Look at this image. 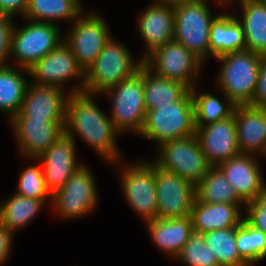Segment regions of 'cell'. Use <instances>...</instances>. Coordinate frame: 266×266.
<instances>
[{"mask_svg":"<svg viewBox=\"0 0 266 266\" xmlns=\"http://www.w3.org/2000/svg\"><path fill=\"white\" fill-rule=\"evenodd\" d=\"M92 94L69 93L66 105L65 134L75 141V132L107 161H119L113 123L97 107ZM73 130V131H72ZM74 132V133H73ZM73 133V134H72Z\"/></svg>","mask_w":266,"mask_h":266,"instance_id":"obj_1","label":"cell"},{"mask_svg":"<svg viewBox=\"0 0 266 266\" xmlns=\"http://www.w3.org/2000/svg\"><path fill=\"white\" fill-rule=\"evenodd\" d=\"M194 102L191 89L178 101L146 111L145 121L139 135L165 142L195 134Z\"/></svg>","mask_w":266,"mask_h":266,"instance_id":"obj_2","label":"cell"},{"mask_svg":"<svg viewBox=\"0 0 266 266\" xmlns=\"http://www.w3.org/2000/svg\"><path fill=\"white\" fill-rule=\"evenodd\" d=\"M143 63L142 58L134 62L124 44L110 37L101 53L85 72L83 92L103 94L107 89L137 73Z\"/></svg>","mask_w":266,"mask_h":266,"instance_id":"obj_3","label":"cell"},{"mask_svg":"<svg viewBox=\"0 0 266 266\" xmlns=\"http://www.w3.org/2000/svg\"><path fill=\"white\" fill-rule=\"evenodd\" d=\"M222 64L218 84L235 105L251 104L256 89L262 55L249 50L216 57Z\"/></svg>","mask_w":266,"mask_h":266,"instance_id":"obj_4","label":"cell"},{"mask_svg":"<svg viewBox=\"0 0 266 266\" xmlns=\"http://www.w3.org/2000/svg\"><path fill=\"white\" fill-rule=\"evenodd\" d=\"M205 0L173 5L175 16L174 40L195 54L200 60L210 54L212 18ZM212 18V19H211Z\"/></svg>","mask_w":266,"mask_h":266,"instance_id":"obj_5","label":"cell"},{"mask_svg":"<svg viewBox=\"0 0 266 266\" xmlns=\"http://www.w3.org/2000/svg\"><path fill=\"white\" fill-rule=\"evenodd\" d=\"M103 93H108L113 101L112 117L110 119L115 129L118 132L129 129L140 134L146 116L143 64L133 76L119 82Z\"/></svg>","mask_w":266,"mask_h":266,"instance_id":"obj_6","label":"cell"},{"mask_svg":"<svg viewBox=\"0 0 266 266\" xmlns=\"http://www.w3.org/2000/svg\"><path fill=\"white\" fill-rule=\"evenodd\" d=\"M62 41L57 24L29 20L24 28L16 30L13 27L9 55L14 56L20 68L29 73L28 69Z\"/></svg>","mask_w":266,"mask_h":266,"instance_id":"obj_7","label":"cell"},{"mask_svg":"<svg viewBox=\"0 0 266 266\" xmlns=\"http://www.w3.org/2000/svg\"><path fill=\"white\" fill-rule=\"evenodd\" d=\"M159 148L160 155L155 163L195 186L212 167L202 152L196 134L165 142Z\"/></svg>","mask_w":266,"mask_h":266,"instance_id":"obj_8","label":"cell"},{"mask_svg":"<svg viewBox=\"0 0 266 266\" xmlns=\"http://www.w3.org/2000/svg\"><path fill=\"white\" fill-rule=\"evenodd\" d=\"M143 62L158 76L177 80L192 89L195 87L193 78L204 61L179 42L172 40L153 51Z\"/></svg>","mask_w":266,"mask_h":266,"instance_id":"obj_9","label":"cell"},{"mask_svg":"<svg viewBox=\"0 0 266 266\" xmlns=\"http://www.w3.org/2000/svg\"><path fill=\"white\" fill-rule=\"evenodd\" d=\"M155 169L157 218L170 219L190 216L196 200V186L156 163Z\"/></svg>","mask_w":266,"mask_h":266,"instance_id":"obj_10","label":"cell"},{"mask_svg":"<svg viewBox=\"0 0 266 266\" xmlns=\"http://www.w3.org/2000/svg\"><path fill=\"white\" fill-rule=\"evenodd\" d=\"M74 23L70 30L72 33L68 34L64 42L71 48L78 65L86 72L111 36L104 19L96 13L86 15L82 12V16L80 14Z\"/></svg>","mask_w":266,"mask_h":266,"instance_id":"obj_11","label":"cell"},{"mask_svg":"<svg viewBox=\"0 0 266 266\" xmlns=\"http://www.w3.org/2000/svg\"><path fill=\"white\" fill-rule=\"evenodd\" d=\"M150 163V164H149ZM128 165L122 171V187L125 198L132 208L145 220H154L158 216L156 199L155 162Z\"/></svg>","mask_w":266,"mask_h":266,"instance_id":"obj_12","label":"cell"},{"mask_svg":"<svg viewBox=\"0 0 266 266\" xmlns=\"http://www.w3.org/2000/svg\"><path fill=\"white\" fill-rule=\"evenodd\" d=\"M30 76L36 79V85L53 86L61 88V83L72 77H80L81 84L70 93L84 91L85 72L78 65L71 48L64 40L50 53L37 61L30 69Z\"/></svg>","mask_w":266,"mask_h":266,"instance_id":"obj_13","label":"cell"},{"mask_svg":"<svg viewBox=\"0 0 266 266\" xmlns=\"http://www.w3.org/2000/svg\"><path fill=\"white\" fill-rule=\"evenodd\" d=\"M96 188L90 169L81 165L64 186L52 194L56 211L65 218H77L89 213L96 205Z\"/></svg>","mask_w":266,"mask_h":266,"instance_id":"obj_14","label":"cell"},{"mask_svg":"<svg viewBox=\"0 0 266 266\" xmlns=\"http://www.w3.org/2000/svg\"><path fill=\"white\" fill-rule=\"evenodd\" d=\"M13 131L23 155L38 159L65 134V119L12 118Z\"/></svg>","mask_w":266,"mask_h":266,"instance_id":"obj_15","label":"cell"},{"mask_svg":"<svg viewBox=\"0 0 266 266\" xmlns=\"http://www.w3.org/2000/svg\"><path fill=\"white\" fill-rule=\"evenodd\" d=\"M195 129L202 152L212 167H217L240 154L234 114L229 118L203 127H195Z\"/></svg>","mask_w":266,"mask_h":266,"instance_id":"obj_16","label":"cell"},{"mask_svg":"<svg viewBox=\"0 0 266 266\" xmlns=\"http://www.w3.org/2000/svg\"><path fill=\"white\" fill-rule=\"evenodd\" d=\"M75 141L62 135L39 158L43 161L46 186L51 194L62 188L81 166L76 163Z\"/></svg>","mask_w":266,"mask_h":266,"instance_id":"obj_17","label":"cell"},{"mask_svg":"<svg viewBox=\"0 0 266 266\" xmlns=\"http://www.w3.org/2000/svg\"><path fill=\"white\" fill-rule=\"evenodd\" d=\"M254 158L240 153L217 166L245 205L266 191L260 167Z\"/></svg>","mask_w":266,"mask_h":266,"instance_id":"obj_18","label":"cell"},{"mask_svg":"<svg viewBox=\"0 0 266 266\" xmlns=\"http://www.w3.org/2000/svg\"><path fill=\"white\" fill-rule=\"evenodd\" d=\"M233 114L239 153L254 155L260 152L266 155V108L236 105Z\"/></svg>","mask_w":266,"mask_h":266,"instance_id":"obj_19","label":"cell"},{"mask_svg":"<svg viewBox=\"0 0 266 266\" xmlns=\"http://www.w3.org/2000/svg\"><path fill=\"white\" fill-rule=\"evenodd\" d=\"M30 86V87H29ZM22 108L13 118L65 119L69 95L61 88L29 84Z\"/></svg>","mask_w":266,"mask_h":266,"instance_id":"obj_20","label":"cell"},{"mask_svg":"<svg viewBox=\"0 0 266 266\" xmlns=\"http://www.w3.org/2000/svg\"><path fill=\"white\" fill-rule=\"evenodd\" d=\"M138 29L147 44L148 51L143 60L157 48L174 40V7L170 4L154 2L139 16Z\"/></svg>","mask_w":266,"mask_h":266,"instance_id":"obj_21","label":"cell"},{"mask_svg":"<svg viewBox=\"0 0 266 266\" xmlns=\"http://www.w3.org/2000/svg\"><path fill=\"white\" fill-rule=\"evenodd\" d=\"M240 213L239 206L235 204H205L196 199L190 214L193 231L203 234L215 229L237 227L242 221Z\"/></svg>","mask_w":266,"mask_h":266,"instance_id":"obj_22","label":"cell"},{"mask_svg":"<svg viewBox=\"0 0 266 266\" xmlns=\"http://www.w3.org/2000/svg\"><path fill=\"white\" fill-rule=\"evenodd\" d=\"M153 242L171 257H177L194 232L190 216L146 221Z\"/></svg>","mask_w":266,"mask_h":266,"instance_id":"obj_23","label":"cell"},{"mask_svg":"<svg viewBox=\"0 0 266 266\" xmlns=\"http://www.w3.org/2000/svg\"><path fill=\"white\" fill-rule=\"evenodd\" d=\"M210 53L216 58L226 53L246 50L242 24L235 16L228 13L216 15L212 21Z\"/></svg>","mask_w":266,"mask_h":266,"instance_id":"obj_24","label":"cell"},{"mask_svg":"<svg viewBox=\"0 0 266 266\" xmlns=\"http://www.w3.org/2000/svg\"><path fill=\"white\" fill-rule=\"evenodd\" d=\"M143 87L146 111L180 100L190 88L185 84L158 76L143 63Z\"/></svg>","mask_w":266,"mask_h":266,"instance_id":"obj_25","label":"cell"},{"mask_svg":"<svg viewBox=\"0 0 266 266\" xmlns=\"http://www.w3.org/2000/svg\"><path fill=\"white\" fill-rule=\"evenodd\" d=\"M246 50L266 55V0H239ZM242 21V22H241Z\"/></svg>","mask_w":266,"mask_h":266,"instance_id":"obj_26","label":"cell"},{"mask_svg":"<svg viewBox=\"0 0 266 266\" xmlns=\"http://www.w3.org/2000/svg\"><path fill=\"white\" fill-rule=\"evenodd\" d=\"M196 199L205 204H245L218 167H211L196 185Z\"/></svg>","mask_w":266,"mask_h":266,"instance_id":"obj_27","label":"cell"},{"mask_svg":"<svg viewBox=\"0 0 266 266\" xmlns=\"http://www.w3.org/2000/svg\"><path fill=\"white\" fill-rule=\"evenodd\" d=\"M79 0H29L24 18L56 24L54 20H75L82 14Z\"/></svg>","mask_w":266,"mask_h":266,"instance_id":"obj_28","label":"cell"},{"mask_svg":"<svg viewBox=\"0 0 266 266\" xmlns=\"http://www.w3.org/2000/svg\"><path fill=\"white\" fill-rule=\"evenodd\" d=\"M29 84L23 74L11 66H0V110L12 119L22 108Z\"/></svg>","mask_w":266,"mask_h":266,"instance_id":"obj_29","label":"cell"},{"mask_svg":"<svg viewBox=\"0 0 266 266\" xmlns=\"http://www.w3.org/2000/svg\"><path fill=\"white\" fill-rule=\"evenodd\" d=\"M43 204H45L44 200L24 197L15 193L0 205V224L14 233L17 228L29 223Z\"/></svg>","mask_w":266,"mask_h":266,"instance_id":"obj_30","label":"cell"},{"mask_svg":"<svg viewBox=\"0 0 266 266\" xmlns=\"http://www.w3.org/2000/svg\"><path fill=\"white\" fill-rule=\"evenodd\" d=\"M203 235L207 246L215 254L219 266H249L239 256L236 245V227L215 229Z\"/></svg>","mask_w":266,"mask_h":266,"instance_id":"obj_31","label":"cell"},{"mask_svg":"<svg viewBox=\"0 0 266 266\" xmlns=\"http://www.w3.org/2000/svg\"><path fill=\"white\" fill-rule=\"evenodd\" d=\"M236 245L239 256L249 266L266 257V234L251 226L244 218L236 227Z\"/></svg>","mask_w":266,"mask_h":266,"instance_id":"obj_32","label":"cell"},{"mask_svg":"<svg viewBox=\"0 0 266 266\" xmlns=\"http://www.w3.org/2000/svg\"><path fill=\"white\" fill-rule=\"evenodd\" d=\"M194 102L195 127H203L208 124L229 118L233 115L235 104L227 98L224 106L218 98L209 93L196 96L195 88L191 89Z\"/></svg>","mask_w":266,"mask_h":266,"instance_id":"obj_33","label":"cell"},{"mask_svg":"<svg viewBox=\"0 0 266 266\" xmlns=\"http://www.w3.org/2000/svg\"><path fill=\"white\" fill-rule=\"evenodd\" d=\"M176 258L187 266H219L202 233L193 232Z\"/></svg>","mask_w":266,"mask_h":266,"instance_id":"obj_34","label":"cell"},{"mask_svg":"<svg viewBox=\"0 0 266 266\" xmlns=\"http://www.w3.org/2000/svg\"><path fill=\"white\" fill-rule=\"evenodd\" d=\"M40 168L36 165H30L21 173L16 194L44 201L48 198L50 201L51 198L52 202V194L46 186L44 171Z\"/></svg>","mask_w":266,"mask_h":266,"instance_id":"obj_35","label":"cell"},{"mask_svg":"<svg viewBox=\"0 0 266 266\" xmlns=\"http://www.w3.org/2000/svg\"><path fill=\"white\" fill-rule=\"evenodd\" d=\"M248 214L244 219L256 229L266 234V191L246 204Z\"/></svg>","mask_w":266,"mask_h":266,"instance_id":"obj_36","label":"cell"},{"mask_svg":"<svg viewBox=\"0 0 266 266\" xmlns=\"http://www.w3.org/2000/svg\"><path fill=\"white\" fill-rule=\"evenodd\" d=\"M11 17L8 15L0 14V66H5L6 57L10 53L11 33L13 25Z\"/></svg>","mask_w":266,"mask_h":266,"instance_id":"obj_37","label":"cell"},{"mask_svg":"<svg viewBox=\"0 0 266 266\" xmlns=\"http://www.w3.org/2000/svg\"><path fill=\"white\" fill-rule=\"evenodd\" d=\"M250 105L266 108V55H262L256 89Z\"/></svg>","mask_w":266,"mask_h":266,"instance_id":"obj_38","label":"cell"},{"mask_svg":"<svg viewBox=\"0 0 266 266\" xmlns=\"http://www.w3.org/2000/svg\"><path fill=\"white\" fill-rule=\"evenodd\" d=\"M29 0H0V14L13 17L17 12L23 16L26 13Z\"/></svg>","mask_w":266,"mask_h":266,"instance_id":"obj_39","label":"cell"},{"mask_svg":"<svg viewBox=\"0 0 266 266\" xmlns=\"http://www.w3.org/2000/svg\"><path fill=\"white\" fill-rule=\"evenodd\" d=\"M13 233L0 224V265H2L10 254Z\"/></svg>","mask_w":266,"mask_h":266,"instance_id":"obj_40","label":"cell"},{"mask_svg":"<svg viewBox=\"0 0 266 266\" xmlns=\"http://www.w3.org/2000/svg\"><path fill=\"white\" fill-rule=\"evenodd\" d=\"M197 1H201V0H158V2L170 4V5H175V4L182 3V2H197ZM219 3L222 5L224 4V6L228 4L227 0H219Z\"/></svg>","mask_w":266,"mask_h":266,"instance_id":"obj_41","label":"cell"}]
</instances>
